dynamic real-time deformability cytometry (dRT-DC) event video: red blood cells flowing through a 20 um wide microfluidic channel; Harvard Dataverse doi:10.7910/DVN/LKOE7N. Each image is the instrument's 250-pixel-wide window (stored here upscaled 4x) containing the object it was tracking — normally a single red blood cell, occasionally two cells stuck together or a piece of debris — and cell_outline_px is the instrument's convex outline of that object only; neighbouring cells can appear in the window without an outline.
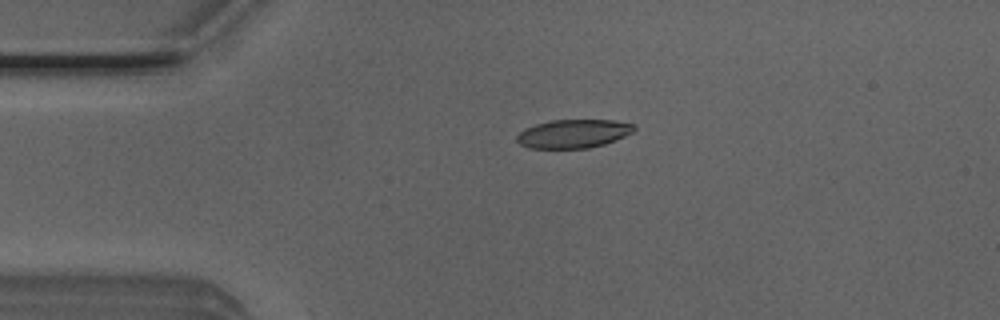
{"species": "Egyptian fruit bat (a non-hibernating species)", "species_latin": "Rousettus aegyptiacus", "temperature_condition": "room temperature", "stored_images_in_passage": 39, "camera_frame_rate_fps": 3000, "um_per_image_px": 0.085, "animal": {"sex": "male"}, "frame": {"image": 1, "passage_image": 1, "time_ms": 0.0, "image_size_px": [1000, 320], "cell_outline_px": [[636, 128], [632, 132], [616, 140], [604, 144], [588, 148], [528, 148], [520, 144], [516, 140], [516, 136], [524, 128], [536, 124], [552, 120], [612, 120], [636, 124]], "centroid_in_image_um": [48.74, 11.36], "position_along_channel_um": 36.3, "area_um2": 19.54}}
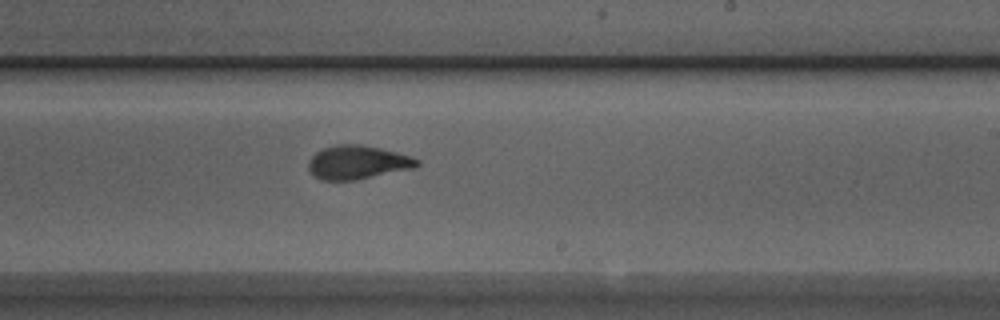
{"frame": {"image": 2, "passage_image": 20, "time_ms": 6.333, "image_size_px": [1000, 320], "cell_outline_px": [[420, 164], [416, 168], [356, 180], [320, 180], [308, 168], [308, 160], [316, 152], [324, 148], [336, 144], [360, 144], [380, 148], [412, 156], [420, 160]], "centroid_in_image_um": [30.43, 13.8], "position_along_channel_um": 258.6, "area_um2": 21.44}}
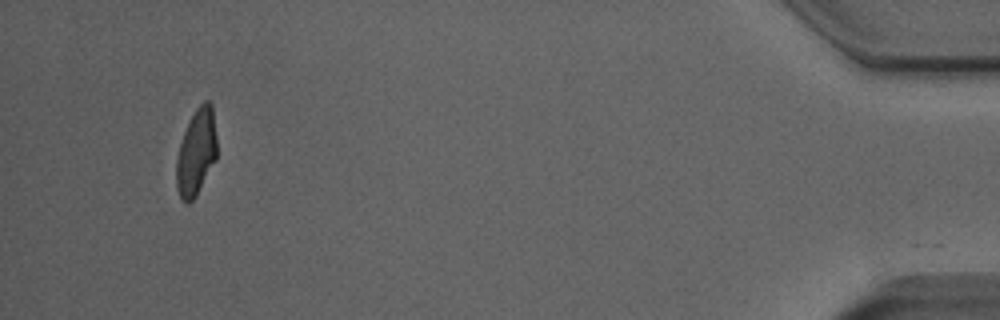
{"frame": {"image": 3, "passage_image": 38, "time_ms": 12.333, "image_size_px": [1000, 320], "cell_outline_px": [[216, 160], [196, 196], [188, 204], [180, 200], [176, 188], [176, 156], [184, 132], [196, 108], [204, 100], [208, 100], [212, 104], [216, 136]], "centroid_in_image_um": [16.67, 12.98], "position_along_channel_um": 418.5, "area_um2": 20.52}, "authors_computed_cell_mechanics": {"area_um2": 21.4438, "velocity_mm_per_s": 4.0175, "shape_relaxation_time_tau1_ms": 3.7829, "shape_relaxation_time_tau2_ms": 1.1059, "deformation_change_tau1": 0.1663, "deformation_change_tau2": 0.0831}}